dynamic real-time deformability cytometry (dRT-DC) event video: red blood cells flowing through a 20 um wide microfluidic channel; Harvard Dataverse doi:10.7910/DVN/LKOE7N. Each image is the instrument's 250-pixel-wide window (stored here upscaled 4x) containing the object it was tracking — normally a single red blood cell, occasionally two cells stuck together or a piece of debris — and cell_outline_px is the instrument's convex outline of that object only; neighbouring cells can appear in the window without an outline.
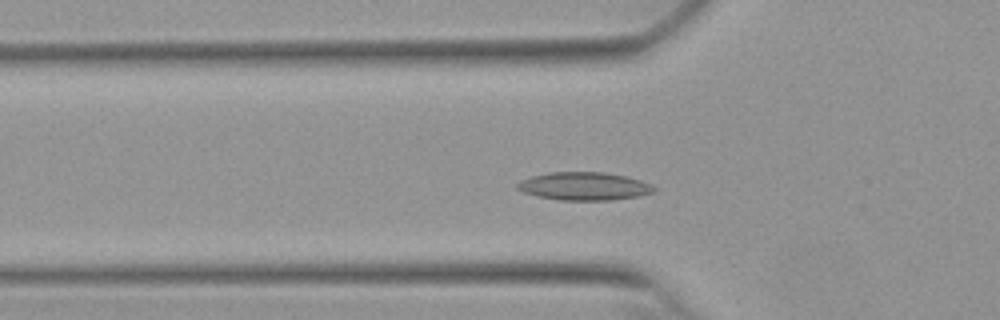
{"species": "Egyptian fruit bat (a non-hibernating species)", "species_latin": "Rousettus aegyptiacus", "temperature_condition": "warm", "stored_images_in_passage": 39, "camera_frame_rate_fps": 3000, "um_per_image_px": 0.085, "animal": {"sex": "female"}, "frame": {"image": 1, "passage_image": 12, "time_ms": 3.667, "image_size_px": [1000, 320], "cell_outline_px": [[656, 192], [640, 196], [608, 200], [560, 200], [536, 196], [524, 192], [516, 188], [516, 184], [520, 180], [532, 176], [548, 172], [604, 172], [628, 176], [652, 184], [656, 188]], "centroid_in_image_um": [49.67, 15.82], "position_along_channel_um": 76.1, "area_um2": 22.54}}
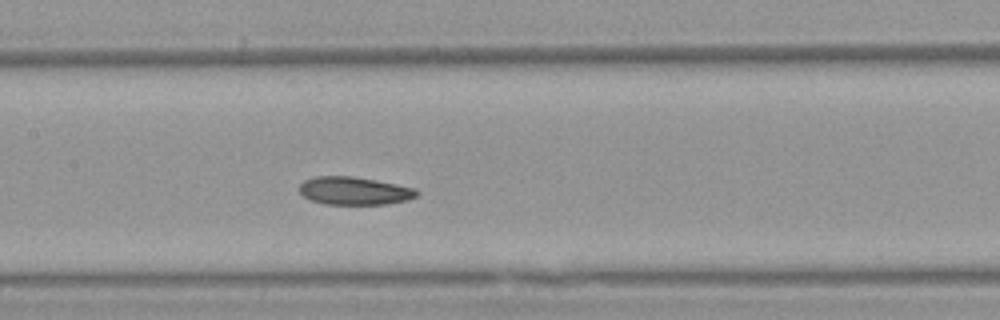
{"frame": {"image": 2, "passage_image": 20, "time_ms": 6.333, "image_size_px": [1000, 320], "cell_outline_px": [[420, 192], [416, 196], [408, 200], [388, 204], [324, 204], [308, 200], [300, 192], [300, 184], [304, 180], [316, 176], [352, 176], [376, 180], [416, 188]], "centroid_in_image_um": [30.12, 16.22], "position_along_channel_um": 177.3, "area_um2": 19.25}}
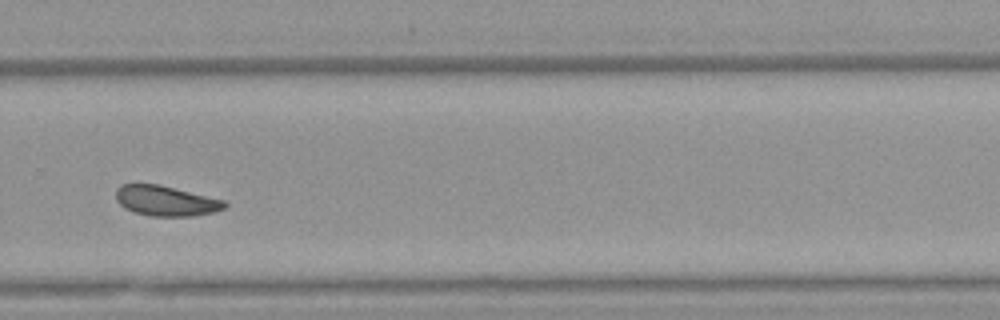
{"frame": {"image": 3, "passage_image": 31, "time_ms": 10.0, "image_size_px": [1000, 320], "cell_outline_px": [[228, 204], [224, 208], [216, 212], [192, 216], [152, 216], [132, 212], [124, 208], [116, 200], [116, 188], [120, 184], [160, 184], [224, 200]], "centroid_in_image_um": [14.08, 17.07], "position_along_channel_um": 315.7, "area_um2": 19.31}, "authors_computed_cell_mechanics": {"area_um2": 19.5942, "velocity_mm_per_s": 3.79, "shape_relaxation_time_tau1_ms": null, "shape_relaxation_time_tau2_ms": 4.1078, "deformation_change_tau1": null, "deformation_change_tau2": 0.0966}}